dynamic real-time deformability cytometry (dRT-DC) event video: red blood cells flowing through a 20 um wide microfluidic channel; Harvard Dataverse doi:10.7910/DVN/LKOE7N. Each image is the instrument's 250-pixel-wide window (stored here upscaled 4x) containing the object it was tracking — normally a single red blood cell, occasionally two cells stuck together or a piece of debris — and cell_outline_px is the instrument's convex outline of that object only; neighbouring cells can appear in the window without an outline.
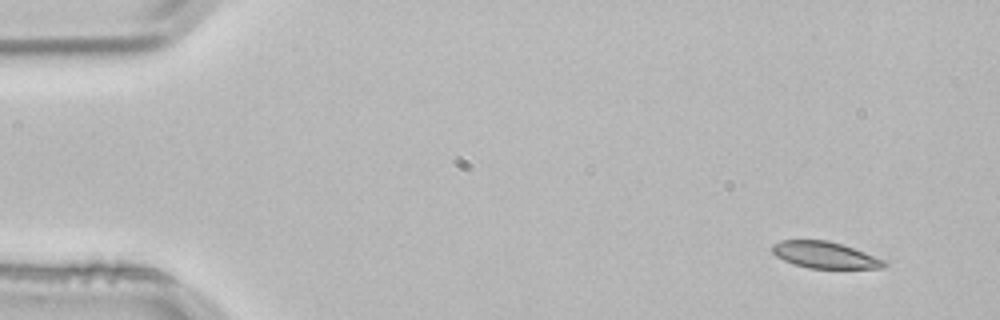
{"species": "common noctule bat (a hibernating species)", "species_latin": "Nyctalus noctula", "temperature_condition": "room temperature", "stored_images_in_passage": 3, "camera_frame_rate_fps": 3000, "um_per_image_px": 0.085, "animal": {"sex": "male", "body_mass_g": 21.5, "forearm_length_mm": 52.0}, "frame": {"image": 1, "passage_image": 1, "time_ms": 0.0, "image_size_px": [1000, 320], "cell_outline_px": [[888, 264], [884, 268], [808, 268], [784, 260], [776, 256], [772, 252], [772, 244], [780, 240], [828, 240], [864, 252], [884, 260]], "centroid_in_image_um": [70.09, 21.67], "position_along_channel_um": 14.9, "area_um2": 17.11}}
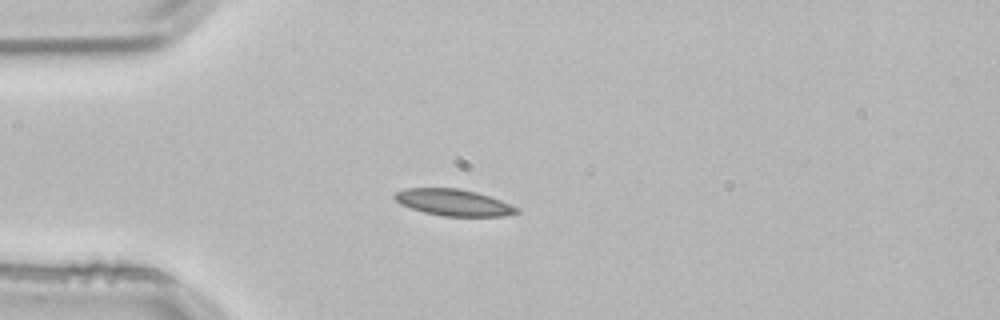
{"frame": {"image": 2, "passage_image": 3, "time_ms": 0.667, "image_size_px": [1000, 320], "cell_outline_px": [[520, 212], [504, 216], [444, 216], [424, 212], [400, 204], [392, 196], [396, 192], [408, 188], [460, 188], [476, 192], [500, 200], [520, 208]], "centroid_in_image_um": [38.56, 17.21], "position_along_channel_um": 46.4, "area_um2": 18.79}}